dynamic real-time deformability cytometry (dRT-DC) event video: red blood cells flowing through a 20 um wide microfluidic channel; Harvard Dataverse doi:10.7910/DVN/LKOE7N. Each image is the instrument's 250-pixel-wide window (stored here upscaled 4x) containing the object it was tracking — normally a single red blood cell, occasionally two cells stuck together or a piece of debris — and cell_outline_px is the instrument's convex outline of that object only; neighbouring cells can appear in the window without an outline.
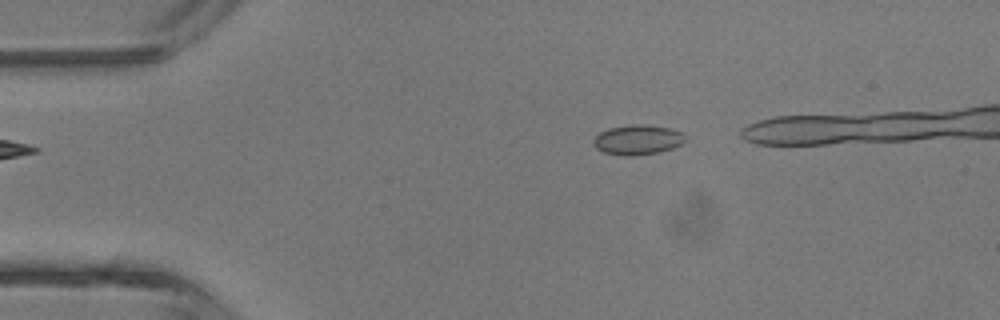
{"species": "common noctule bat (a hibernating species)", "species_latin": "Nyctalus noctula", "temperature_condition": "room temperature", "stored_images_in_passage": 2, "camera_frame_rate_fps": 3000, "um_per_image_px": 0.085, "animal": {"sex": "male", "body_mass_g": 13.3}, "frame": {"image": 1, "passage_image": 1, "time_ms": 0.0, "image_size_px": [1000, 320], "cell_outline_px": [[688, 140], [672, 148], [660, 152], [632, 156], [620, 156], [604, 152], [596, 148], [592, 144], [592, 140], [600, 132], [608, 128], [632, 124], [640, 124], [668, 128], [684, 132], [688, 136]], "centroid_in_image_um": [54.22, 11.89], "position_along_channel_um": 30.8, "area_um2": 16.24}}